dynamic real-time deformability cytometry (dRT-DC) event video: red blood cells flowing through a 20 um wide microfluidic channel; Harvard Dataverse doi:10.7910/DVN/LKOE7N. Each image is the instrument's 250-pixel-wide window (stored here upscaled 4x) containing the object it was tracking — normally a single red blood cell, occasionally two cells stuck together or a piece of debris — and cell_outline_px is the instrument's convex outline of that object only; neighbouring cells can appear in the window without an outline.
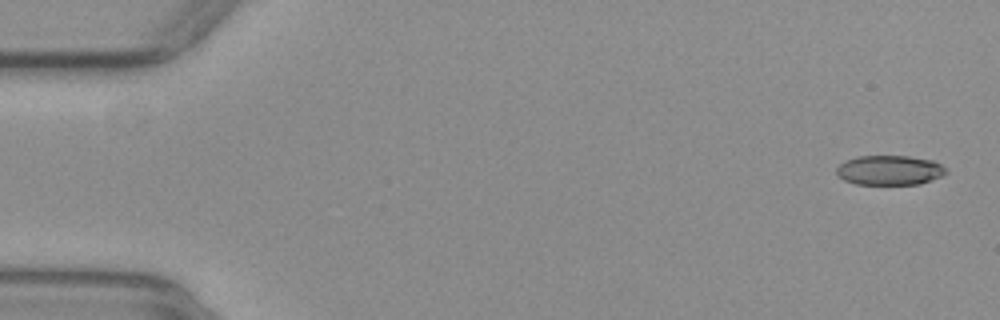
{"species": "common noctule bat (a hibernating species)", "species_latin": "Nyctalus noctula", "temperature_condition": "warm", "stored_images_in_passage": 53, "camera_frame_rate_fps": 3000, "um_per_image_px": 0.085, "animal": {"sex": "female", "body_mass_g": 29.2, "forearm_length_mm": 56.3}, "frame": {"image": 1, "passage_image": 2, "time_ms": 0.333, "image_size_px": [1000, 320], "cell_outline_px": [[948, 172], [940, 176], [920, 184], [856, 184], [844, 180], [836, 172], [836, 168], [844, 160], [856, 156], [908, 156], [932, 160], [948, 168]], "centroid_in_image_um": [75.61, 14.46], "position_along_channel_um": 9.4, "area_um2": 18.96}}
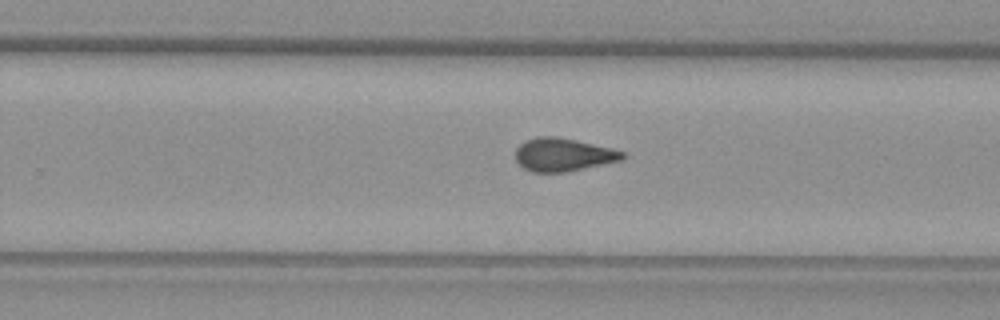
{"frame": {"image": 2, "passage_image": 34, "time_ms": 11.0, "image_size_px": [1000, 320], "cell_outline_px": [[628, 156], [624, 160], [564, 172], [532, 172], [524, 168], [516, 160], [516, 148], [524, 140], [536, 136], [556, 136], [576, 140], [612, 148], [624, 152]], "centroid_in_image_um": [47.89, 13.14], "position_along_channel_um": 281.9, "area_um2": 20.81}}
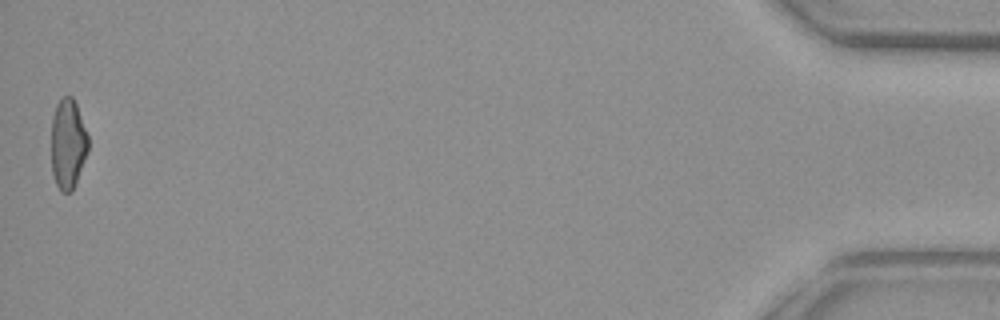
{"frame": {"image": 3, "passage_image": 53, "time_ms": 17.333, "image_size_px": [1000, 320], "cell_outline_px": [[88, 152], [72, 192], [60, 192], [56, 184], [52, 172], [52, 116], [56, 104], [60, 96], [72, 96], [76, 104], [88, 136]], "centroid_in_image_um": [5.77, 12.22], "position_along_channel_um": 429.4, "area_um2": 19.42}, "authors_computed_cell_mechanics": {"area_um2": 20.4034, "velocity_mm_per_s": 3.9219, "shape_relaxation_time_tau1_ms": null, "shape_relaxation_time_tau2_ms": 3.2737, "deformation_change_tau1": null, "deformation_change_tau2": 0.1129}}